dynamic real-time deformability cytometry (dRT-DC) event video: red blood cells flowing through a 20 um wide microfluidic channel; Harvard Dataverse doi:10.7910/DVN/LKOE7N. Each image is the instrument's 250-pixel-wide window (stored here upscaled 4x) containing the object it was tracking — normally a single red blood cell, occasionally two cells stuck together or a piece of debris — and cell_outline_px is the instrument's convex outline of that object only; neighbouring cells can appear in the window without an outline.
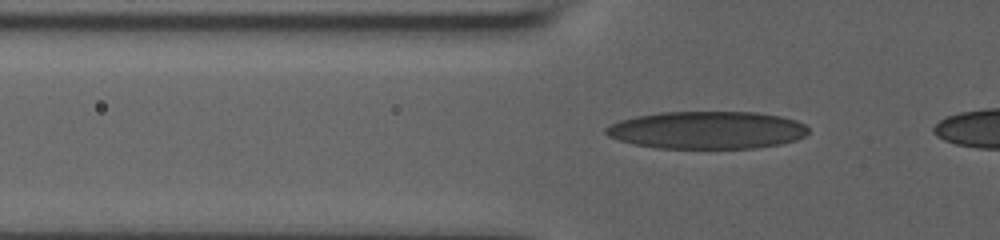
{"species": "human", "species_latin": "Homo sapiens", "temperature_condition": "room temperature", "stored_images_in_passage": 37, "camera_frame_rate_fps": 3000, "um_per_image_px": 0.085, "donor": {"sex": "male"}, "frame": {"image": 1, "passage_image": 6, "time_ms": 1.667, "image_size_px": [1000, 240], "cell_outline_px": [[808, 132], [804, 136], [796, 140], [780, 144], [756, 148], [656, 148], [632, 144], [608, 136], [604, 132], [604, 128], [620, 120], [636, 116], [660, 112], [756, 112], [780, 116], [796, 120], [804, 124], [808, 128]], "centroid_in_image_um": [60.09, 11.06], "position_along_channel_um": 65.7, "area_um2": 44.45}}
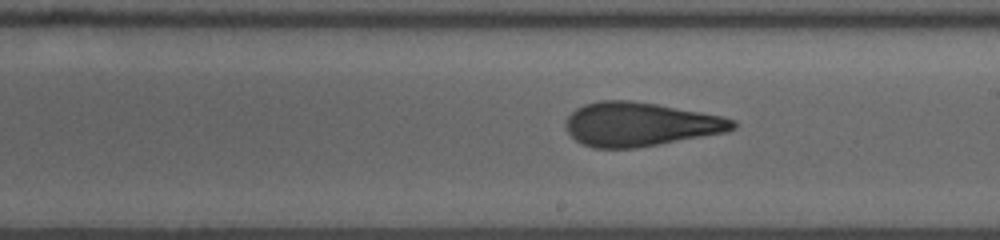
{"frame": {"image": 2, "passage_image": 20, "time_ms": 6.333, "image_size_px": [1000, 240], "cell_outline_px": [[736, 128], [724, 132], [656, 144], [632, 148], [596, 148], [580, 144], [568, 132], [564, 124], [568, 116], [576, 108], [584, 104], [600, 100], [628, 100], [656, 104], [724, 116], [736, 120]], "centroid_in_image_um": [54.38, 10.55], "position_along_channel_um": 234.6, "area_um2": 42.43}}
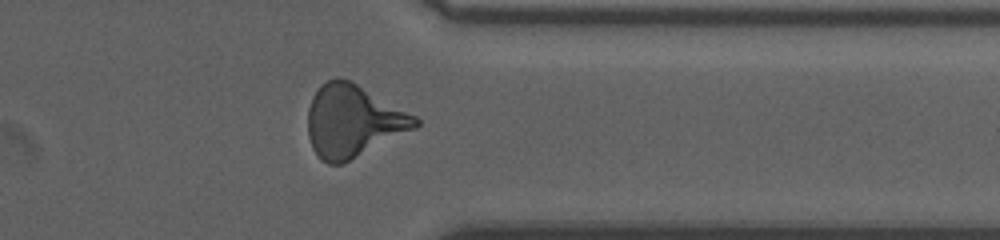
{"frame": {"image": 3, "passage_image": 32, "time_ms": 10.333, "image_size_px": [1000, 240], "cell_outline_px": [[420, 124], [416, 128], [340, 164], [328, 164], [320, 160], [312, 148], [308, 136], [308, 108], [312, 96], [320, 84], [336, 76], [348, 80], [356, 84], [416, 116], [420, 120]], "centroid_in_image_um": [29.96, 10.28], "position_along_channel_um": 381.4, "area_um2": 44.74}}